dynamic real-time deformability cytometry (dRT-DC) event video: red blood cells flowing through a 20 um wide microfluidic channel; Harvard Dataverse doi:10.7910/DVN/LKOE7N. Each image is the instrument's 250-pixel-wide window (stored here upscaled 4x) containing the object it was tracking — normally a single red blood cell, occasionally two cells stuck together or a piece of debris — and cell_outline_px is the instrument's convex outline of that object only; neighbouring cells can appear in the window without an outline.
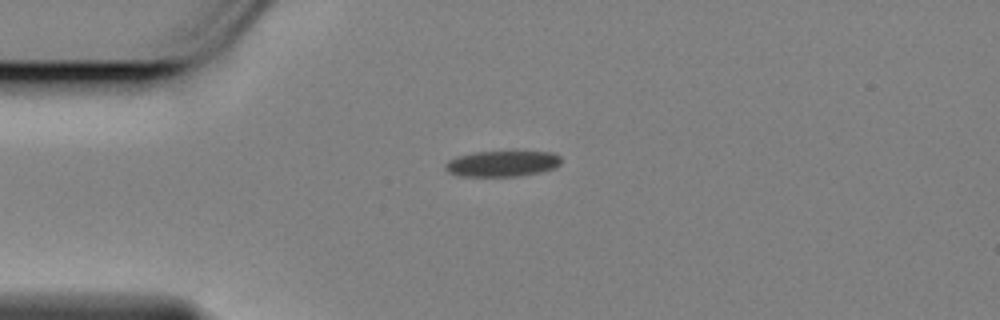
{"species": "Egyptian fruit bat (a non-hibernating species)", "species_latin": "Rousettus aegyptiacus", "temperature_condition": "cold", "stored_images_in_passage": 38, "camera_frame_rate_fps": 3000, "um_per_image_px": 0.085, "animal": {"sex": "female"}, "frame": {"image": 1, "passage_image": 1, "time_ms": 0.0, "image_size_px": [1000, 320], "cell_outline_px": [[560, 164], [556, 168], [540, 172], [520, 176], [460, 176], [448, 172], [444, 168], [444, 164], [448, 160], [456, 156], [476, 152], [552, 152], [560, 156]], "centroid_in_image_um": [42.67, 13.91], "position_along_channel_um": 42.3, "area_um2": 17.46}}
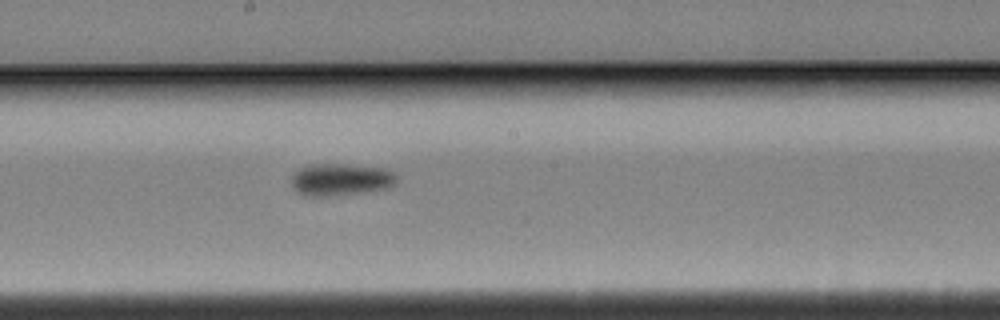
{"frame": {"image": 2, "passage_image": 18, "time_ms": 5.667, "image_size_px": [1000, 320], "cell_outline_px": [[396, 184], [388, 188], [360, 192], [320, 196], [312, 196], [300, 192], [292, 184], [292, 176], [300, 168], [308, 164], [344, 164], [384, 168], [396, 172]], "centroid_in_image_um": [29.02, 15.23], "position_along_channel_um": 219.2, "area_um2": 19.36}}
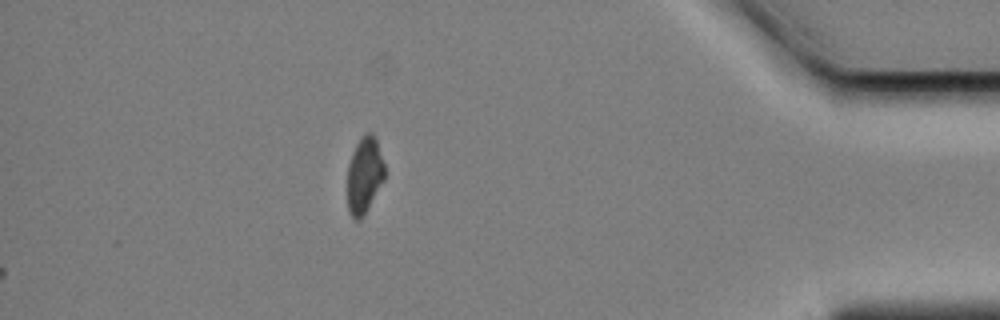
{"frame": {"image": 3, "passage_image": 38, "time_ms": 12.333, "image_size_px": [1000, 320], "cell_outline_px": [[384, 180], [364, 212], [356, 220], [352, 216], [348, 208], [348, 164], [352, 152], [360, 136], [368, 132], [372, 132], [376, 136], [384, 164]], "centroid_in_image_um": [30.97, 14.78], "position_along_channel_um": 404.2, "area_um2": 16.24}, "authors_computed_cell_mechanics": {"area_um2": 18.4093, "velocity_mm_per_s": 3.4544, "shape_relaxation_time_tau1_ms": 5.1297, "shape_relaxation_time_tau2_ms": null, "deformation_change_tau1": 0.1095, "deformation_change_tau2": null}}